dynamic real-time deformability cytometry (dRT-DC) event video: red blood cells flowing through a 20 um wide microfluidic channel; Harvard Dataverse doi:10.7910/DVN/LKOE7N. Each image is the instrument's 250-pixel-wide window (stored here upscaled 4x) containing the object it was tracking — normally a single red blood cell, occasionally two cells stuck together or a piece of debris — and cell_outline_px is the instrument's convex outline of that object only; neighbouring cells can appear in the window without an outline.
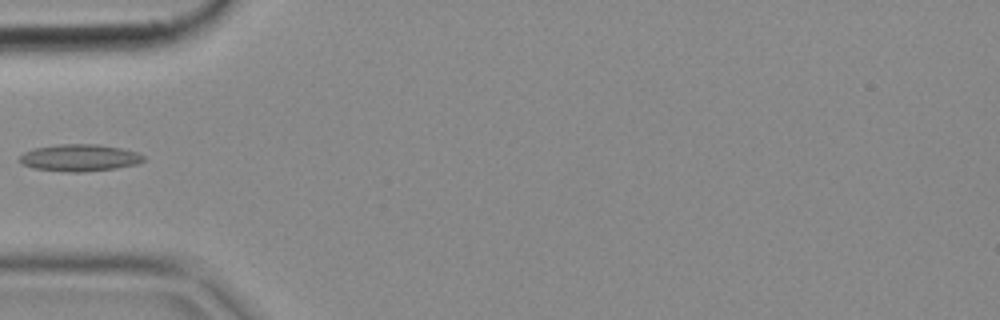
{"species": "common noctule bat (a hibernating species)", "species_latin": "Nyctalus noctula", "temperature_condition": "cold", "stored_images_in_passage": 5, "camera_frame_rate_fps": 3000, "um_per_image_px": 0.085, "animal": {"sex": "female", "body_mass_g": 18.4}, "frame": {"image": 1, "passage_image": 5, "time_ms": 1.333, "image_size_px": [1000, 320], "cell_outline_px": [[144, 160], [136, 164], [116, 168], [84, 172], [68, 172], [32, 168], [24, 164], [20, 160], [20, 156], [24, 152], [36, 148], [56, 144], [96, 144], [120, 148], [136, 152], [144, 156]], "centroid_in_image_um": [6.76, 13.41], "position_along_channel_um": 78.2, "area_um2": 19.31}}